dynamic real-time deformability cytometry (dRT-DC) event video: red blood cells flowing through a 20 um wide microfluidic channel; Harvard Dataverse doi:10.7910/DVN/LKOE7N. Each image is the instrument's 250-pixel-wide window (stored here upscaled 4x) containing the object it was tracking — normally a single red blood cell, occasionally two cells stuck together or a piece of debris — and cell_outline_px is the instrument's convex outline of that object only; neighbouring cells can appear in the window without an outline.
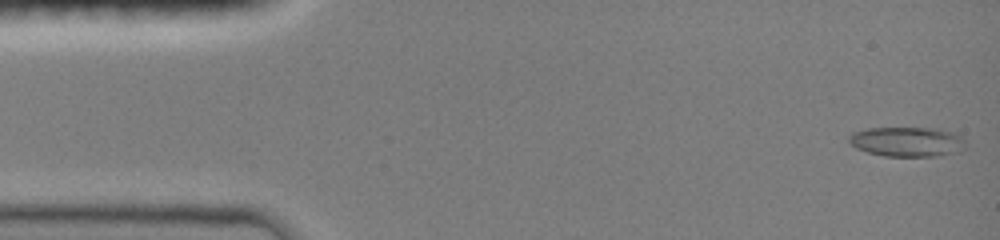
{"species": "common noctule bat (a hibernating species)", "species_latin": "Nyctalus noctula", "temperature_condition": "room temperature", "stored_images_in_passage": 46, "camera_frame_rate_fps": 3000, "um_per_image_px": 0.085, "animal": {"sex": "female", "body_mass_g": 19.0, "forearm_length_mm": 51.5}, "frame": {"image": 1, "passage_image": 1, "time_ms": 0.0, "image_size_px": [1000, 240], "cell_outline_px": [[964, 148], [960, 152], [936, 156], [884, 156], [868, 152], [856, 148], [848, 140], [848, 136], [852, 132], [868, 128], [936, 128], [952, 132], [960, 136], [964, 140]], "centroid_in_image_um": [77.1, 12.04], "position_along_channel_um": 7.9, "area_um2": 20.23}}
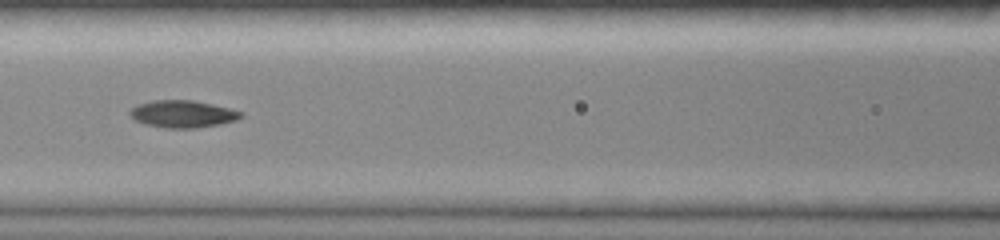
{"frame": {"image": 2, "passage_image": 20, "time_ms": 6.333, "image_size_px": [1000, 240], "cell_outline_px": [[244, 116], [236, 120], [220, 124], [196, 128], [164, 128], [144, 124], [136, 120], [128, 112], [136, 104], [152, 100], [192, 100], [212, 104], [244, 112]], "centroid_in_image_um": [15.53, 9.69], "position_along_channel_um": 151.1, "area_um2": 17.69}}
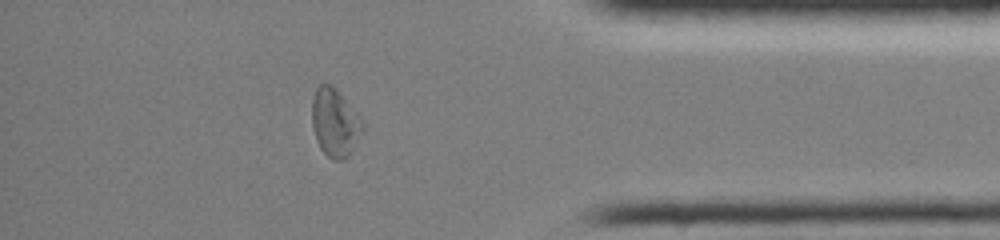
{"frame": {"image": 3, "passage_image": 40, "time_ms": 13.0, "image_size_px": [1000, 240], "cell_outline_px": [[364, 128], [348, 156], [344, 160], [332, 160], [320, 148], [316, 140], [312, 128], [312, 100], [316, 88], [320, 84], [332, 84], [336, 88], [364, 124]], "centroid_in_image_um": [28.43, 10.43], "position_along_channel_um": 406.8, "area_um2": 19.83}, "authors_computed_cell_mechanics": {"area_um2": 17.8891, "velocity_mm_per_s": 4.0759, "shape_relaxation_time_tau1_ms": null, "shape_relaxation_time_tau2_ms": 10.9309, "deformation_change_tau1": null, "deformation_change_tau2": 0.1555}}